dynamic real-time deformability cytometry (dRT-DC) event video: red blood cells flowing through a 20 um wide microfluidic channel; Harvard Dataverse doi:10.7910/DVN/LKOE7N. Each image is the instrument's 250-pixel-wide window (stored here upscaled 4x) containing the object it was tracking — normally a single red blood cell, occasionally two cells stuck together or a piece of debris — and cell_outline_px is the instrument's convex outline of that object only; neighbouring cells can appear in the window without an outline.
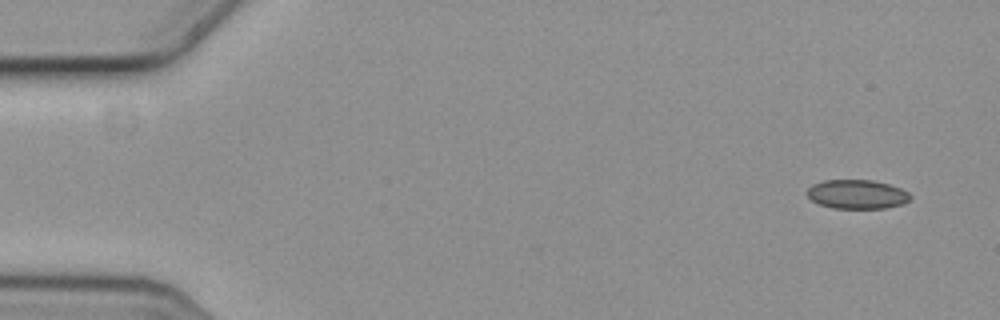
{"species": "common noctule bat (a hibernating species)", "species_latin": "Nyctalus noctula", "temperature_condition": "cold", "stored_images_in_passage": 5, "camera_frame_rate_fps": 3000, "um_per_image_px": 0.085, "animal": {"sex": "female", "body_mass_g": 19.3, "forearm_length_mm": 54.1}, "frame": {"image": 1, "passage_image": 1, "time_ms": 0.0, "image_size_px": [1000, 320], "cell_outline_px": [[912, 196], [904, 204], [884, 208], [832, 208], [820, 204], [812, 200], [804, 192], [812, 184], [824, 180], [872, 180], [888, 184], [900, 188], [908, 192]], "centroid_in_image_um": [72.83, 16.51], "position_along_channel_um": 12.2, "area_um2": 17.51}}